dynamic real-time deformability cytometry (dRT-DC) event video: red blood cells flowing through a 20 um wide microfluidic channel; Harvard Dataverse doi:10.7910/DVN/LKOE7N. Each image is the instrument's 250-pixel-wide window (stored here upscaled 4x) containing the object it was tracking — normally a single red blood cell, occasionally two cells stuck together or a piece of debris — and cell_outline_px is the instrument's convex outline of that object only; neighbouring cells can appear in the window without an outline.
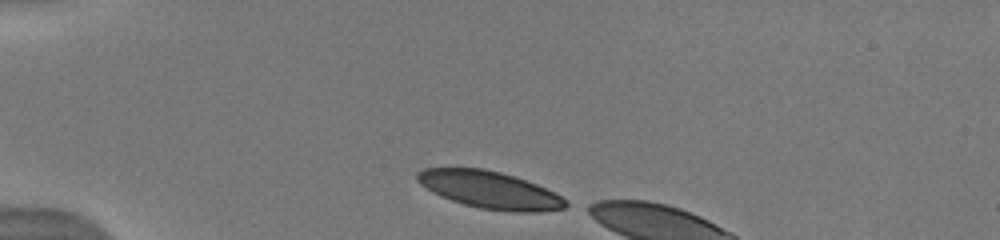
{"species": "human", "species_latin": "Homo sapiens", "temperature_condition": "warm", "stored_images_in_passage": 4, "camera_frame_rate_fps": 3000, "um_per_image_px": 0.085, "donor": {"sex": "male"}, "frame": {"image": 1, "passage_image": 1, "time_ms": 0.0, "image_size_px": [1000, 240], "cell_outline_px": [[572, 204], [564, 208], [540, 212], [512, 212], [480, 208], [464, 204], [452, 200], [420, 184], [416, 180], [416, 172], [424, 168], [484, 168], [500, 172], [536, 184], [568, 200]], "centroid_in_image_um": [41.66, 16.14], "position_along_channel_um": 43.3, "area_um2": 31.91}}